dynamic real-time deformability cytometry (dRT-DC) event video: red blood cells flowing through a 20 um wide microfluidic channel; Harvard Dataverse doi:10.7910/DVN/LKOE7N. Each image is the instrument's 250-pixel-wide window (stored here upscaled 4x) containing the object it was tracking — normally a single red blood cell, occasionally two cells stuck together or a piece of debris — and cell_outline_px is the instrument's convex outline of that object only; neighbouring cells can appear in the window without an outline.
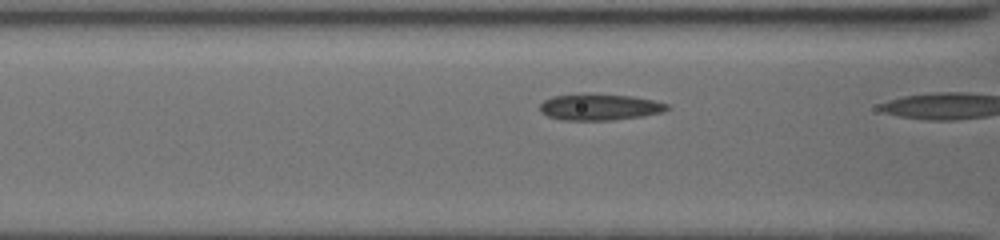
{"species": "common noctule bat (a hibernating species)", "species_latin": "Nyctalus noctula", "temperature_condition": "cold", "stored_images_in_passage": 14, "camera_frame_rate_fps": 3000, "um_per_image_px": 0.085, "animal": {"sex": "female", "body_mass_g": 19.5, "forearm_length_mm": 54.1}, "frame": {"image": 1, "passage_image": 13, "time_ms": 3.0, "image_size_px": [1000, 240], "cell_outline_px": [[672, 108], [664, 112], [644, 116], [612, 120], [560, 120], [548, 116], [540, 112], [540, 104], [544, 100], [552, 96], [632, 96], [656, 100], [668, 104]], "centroid_in_image_um": [51.04, 9.14], "position_along_channel_um": 115.6, "area_um2": 19.02}}